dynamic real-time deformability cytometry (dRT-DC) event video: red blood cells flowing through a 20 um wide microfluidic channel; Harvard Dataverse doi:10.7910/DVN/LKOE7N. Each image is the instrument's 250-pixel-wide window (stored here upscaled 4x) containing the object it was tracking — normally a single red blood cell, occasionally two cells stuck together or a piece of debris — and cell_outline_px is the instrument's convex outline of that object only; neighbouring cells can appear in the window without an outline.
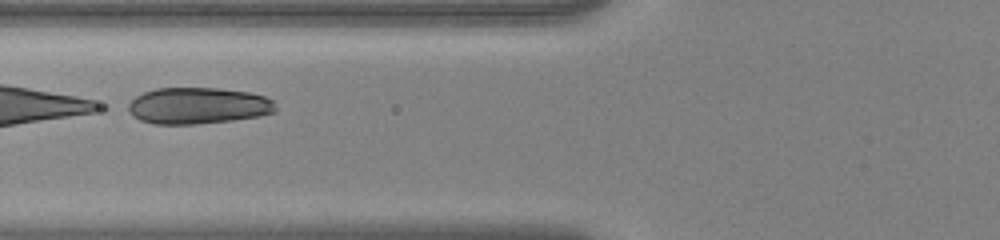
{"species": "human", "species_latin": "Homo sapiens", "temperature_condition": "warm", "stored_images_in_passage": 31, "segment_of_instrument_passage": [2, 2], "camera_frame_rate_fps": 3000, "um_per_image_px": 0.085, "donor": {"sex": "female"}, "frame": {"image": 1, "passage_image": 12, "time_ms": 3.667, "image_size_px": [1000, 240], "cell_outline_px": [[276, 112], [260, 116], [232, 120], [196, 124], [152, 124], [140, 120], [132, 116], [124, 108], [136, 96], [144, 92], [156, 88], [220, 88], [248, 92], [264, 96], [272, 100], [276, 104]], "centroid_in_image_um": [16.8, 8.99], "position_along_channel_um": 109.0, "area_um2": 31.62}}
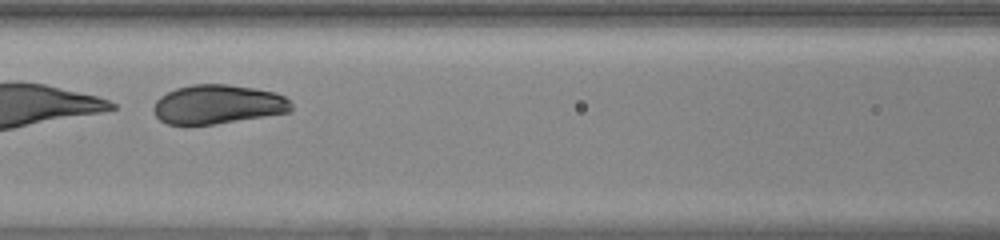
{"frame": {"image": 2, "passage_image": 15, "time_ms": 4.667, "image_size_px": [1000, 240], "cell_outline_px": [[292, 112], [216, 124], [168, 124], [160, 120], [152, 112], [152, 108], [156, 100], [160, 96], [176, 88], [192, 84], [228, 84], [276, 92], [284, 96], [292, 104]], "centroid_in_image_um": [18.52, 8.87], "position_along_channel_um": 148.1, "area_um2": 31.56}}
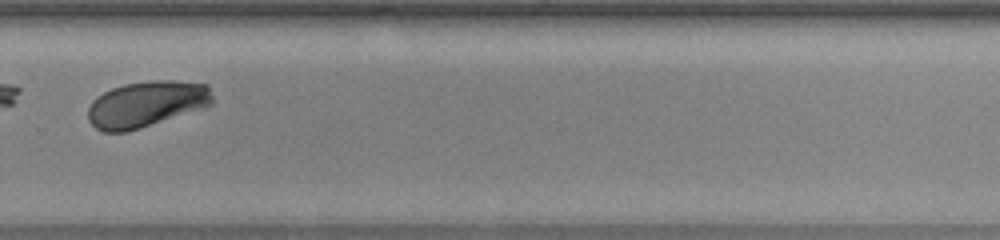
{"frame": {"image": 3, "passage_image": 28, "time_ms": 9.0, "image_size_px": [1000, 240], "cell_outline_px": [[212, 104], [208, 108], [128, 132], [104, 132], [96, 128], [88, 120], [88, 108], [92, 100], [96, 96], [112, 88], [124, 84], [148, 80], [172, 80], [208, 84], [212, 96]], "centroid_in_image_um": [12.47, 8.85], "position_along_channel_um": 317.3, "area_um2": 34.04}}